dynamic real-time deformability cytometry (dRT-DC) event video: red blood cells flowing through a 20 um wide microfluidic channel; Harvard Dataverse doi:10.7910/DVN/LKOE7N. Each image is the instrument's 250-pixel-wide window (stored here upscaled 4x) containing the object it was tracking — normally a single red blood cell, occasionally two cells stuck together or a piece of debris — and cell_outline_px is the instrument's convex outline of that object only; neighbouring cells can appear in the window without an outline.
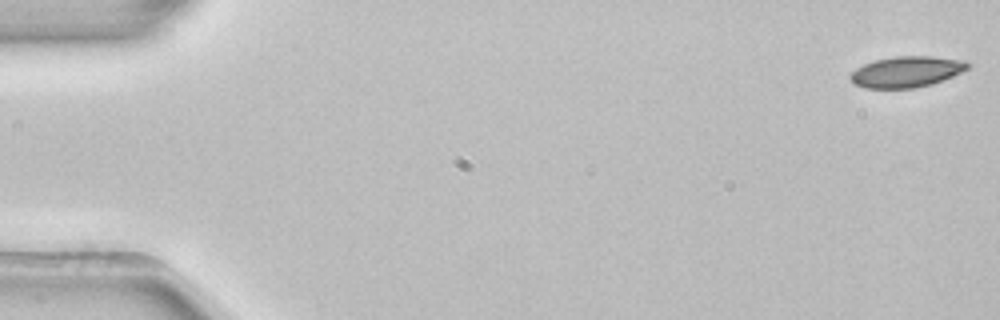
{"species": "common noctule bat (a hibernating species)", "species_latin": "Nyctalus noctula", "temperature_condition": "room temperature", "stored_images_in_passage": 53, "camera_frame_rate_fps": 3000, "um_per_image_px": 0.085, "animal": {"sex": "female", "body_mass_g": 22.7, "forearm_length_mm": 54.2}, "frame": {"image": 1, "passage_image": 1, "time_ms": 0.0, "image_size_px": [1000, 320], "cell_outline_px": [[972, 64], [968, 68], [944, 80], [932, 84], [916, 88], [864, 88], [856, 84], [848, 76], [856, 68], [864, 64], [876, 60], [896, 56], [932, 56], [964, 60]], "centroid_in_image_um": [77.08, 6.1], "position_along_channel_um": 7.9, "area_um2": 21.15}}
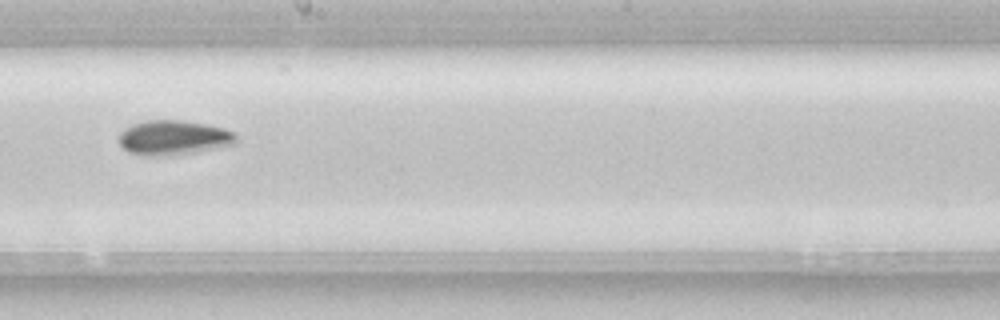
{"frame": {"image": 2, "passage_image": 30, "time_ms": 9.667, "image_size_px": [1000, 320], "cell_outline_px": [[236, 144], [196, 152], [164, 156], [148, 156], [128, 152], [120, 144], [120, 132], [124, 128], [132, 124], [148, 120], [180, 120], [204, 124], [224, 128], [232, 132], [236, 136]], "centroid_in_image_um": [14.74, 11.7], "position_along_channel_um": 233.5, "area_um2": 23.58}}
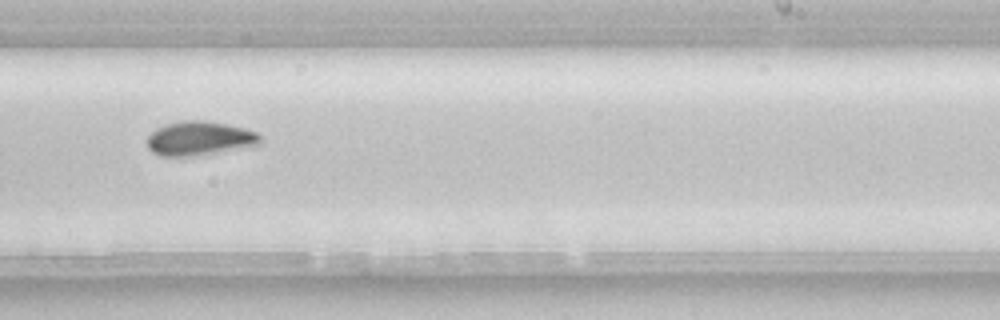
{"frame": {"image": 3, "passage_image": 33, "time_ms": 10.667, "image_size_px": [1000, 320], "cell_outline_px": [[260, 144], [204, 156], [160, 156], [152, 152], [148, 148], [148, 136], [156, 128], [164, 124], [180, 120], [204, 120], [228, 124], [244, 128], [256, 132], [260, 136]], "centroid_in_image_um": [16.94, 11.77], "position_along_channel_um": 272.1, "area_um2": 22.83}, "authors_computed_cell_mechanics": {"area_um2": 21.7906, "velocity_mm_per_s": 3.89, "shape_relaxation_time_tau1_ms": 3.179, "shape_relaxation_time_tau2_ms": null, "deformation_change_tau1": 0.1001, "deformation_change_tau2": null}}